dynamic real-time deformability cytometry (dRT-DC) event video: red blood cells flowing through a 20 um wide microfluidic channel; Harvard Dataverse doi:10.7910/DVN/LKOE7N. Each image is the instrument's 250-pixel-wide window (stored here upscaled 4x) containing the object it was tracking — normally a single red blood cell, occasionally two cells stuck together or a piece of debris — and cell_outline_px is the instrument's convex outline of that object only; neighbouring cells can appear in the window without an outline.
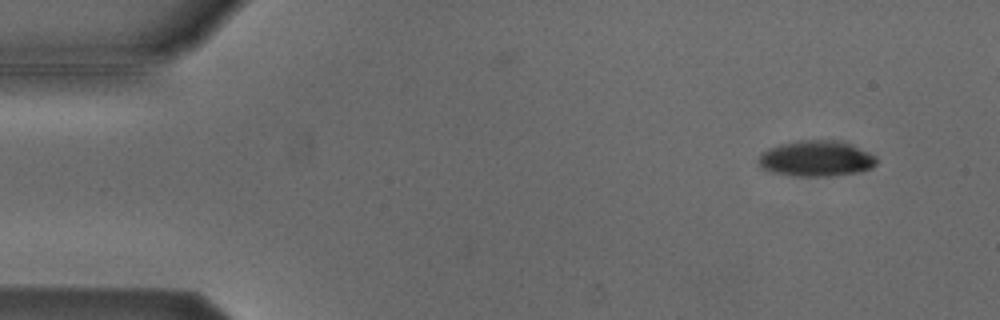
{"species": "Egyptian fruit bat (a non-hibernating species)", "species_latin": "Rousettus aegyptiacus", "temperature_condition": "cold", "stored_images_in_passage": 6, "camera_frame_rate_fps": 3000, "um_per_image_px": 0.085, "animal": {"sex": "male"}, "frame": {"image": 1, "passage_image": 2, "time_ms": 0.333, "image_size_px": [1000, 320], "cell_outline_px": [[876, 164], [872, 168], [856, 172], [832, 176], [796, 176], [772, 172], [760, 168], [756, 164], [760, 156], [768, 148], [780, 144], [800, 140], [836, 140], [848, 144], [868, 152], [876, 156]], "centroid_in_image_um": [69.34, 13.48], "position_along_channel_um": 15.7, "area_um2": 24.51}}
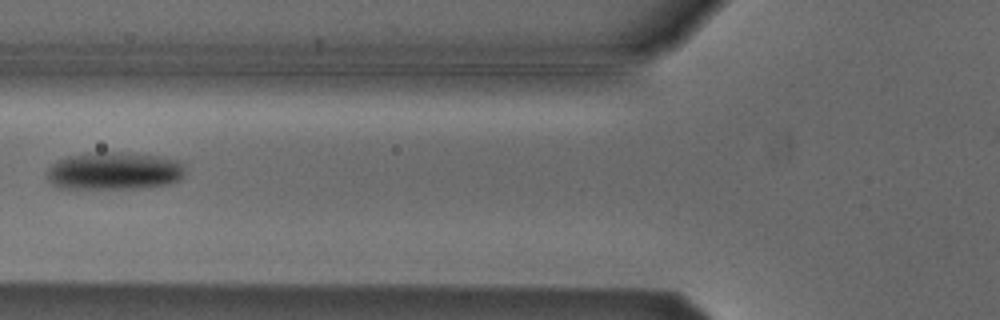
{"frame": {"image": 2, "passage_image": 6, "time_ms": 1.667, "image_size_px": [1000, 320], "cell_outline_px": [[184, 176], [180, 180], [168, 184], [140, 188], [56, 188], [52, 184], [48, 176], [48, 168], [56, 160], [68, 156], [88, 152], [112, 152], [156, 156], [176, 160], [184, 164]], "centroid_in_image_um": [9.69, 14.53], "position_along_channel_um": 116.1, "area_um2": 30.29}}